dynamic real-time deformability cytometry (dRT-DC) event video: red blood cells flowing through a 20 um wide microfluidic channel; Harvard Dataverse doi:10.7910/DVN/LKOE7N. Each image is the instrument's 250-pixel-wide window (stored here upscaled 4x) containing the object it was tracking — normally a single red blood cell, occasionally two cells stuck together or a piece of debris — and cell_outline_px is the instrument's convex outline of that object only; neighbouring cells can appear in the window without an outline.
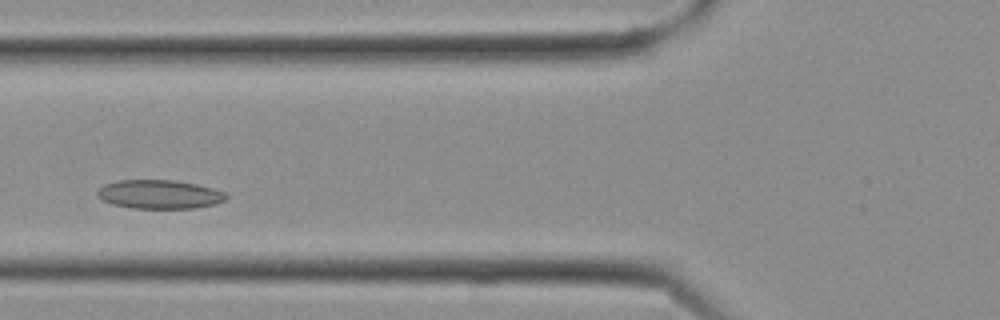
{"species": "Egyptian fruit bat (a non-hibernating species)", "species_latin": "Rousettus aegyptiacus", "temperature_condition": "cold", "stored_images_in_passage": 10, "camera_frame_rate_fps": 3000, "um_per_image_px": 0.085, "frame": {"image": 1, "passage_image": 7, "time_ms": 2.0, "image_size_px": [1000, 320], "cell_outline_px": [[228, 196], [224, 200], [212, 204], [196, 208], [132, 208], [112, 204], [104, 200], [96, 192], [104, 184], [116, 180], [176, 180], [196, 184], [228, 192]], "centroid_in_image_um": [13.57, 16.51], "position_along_channel_um": 112.2, "area_um2": 21.56}}
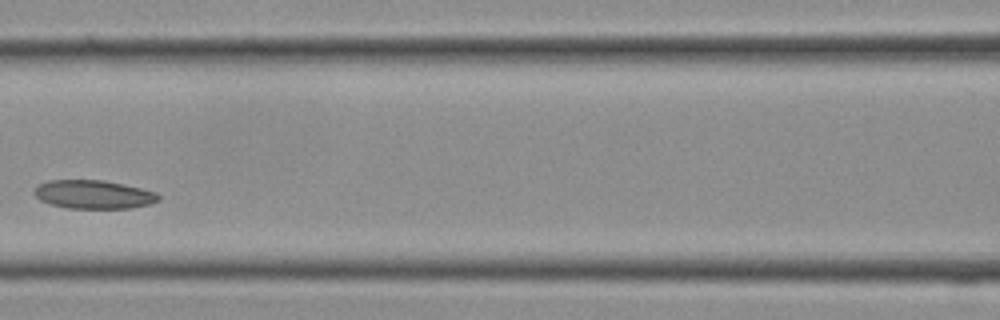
{"frame": {"image": 2, "passage_image": 9, "time_ms": 2.667, "image_size_px": [1000, 320], "cell_outline_px": [[160, 200], [152, 204], [132, 208], [68, 208], [48, 204], [40, 200], [32, 192], [40, 184], [48, 180], [104, 180], [124, 184], [156, 192], [160, 196]], "centroid_in_image_um": [7.97, 16.53], "position_along_channel_um": 158.6, "area_um2": 20.81}}